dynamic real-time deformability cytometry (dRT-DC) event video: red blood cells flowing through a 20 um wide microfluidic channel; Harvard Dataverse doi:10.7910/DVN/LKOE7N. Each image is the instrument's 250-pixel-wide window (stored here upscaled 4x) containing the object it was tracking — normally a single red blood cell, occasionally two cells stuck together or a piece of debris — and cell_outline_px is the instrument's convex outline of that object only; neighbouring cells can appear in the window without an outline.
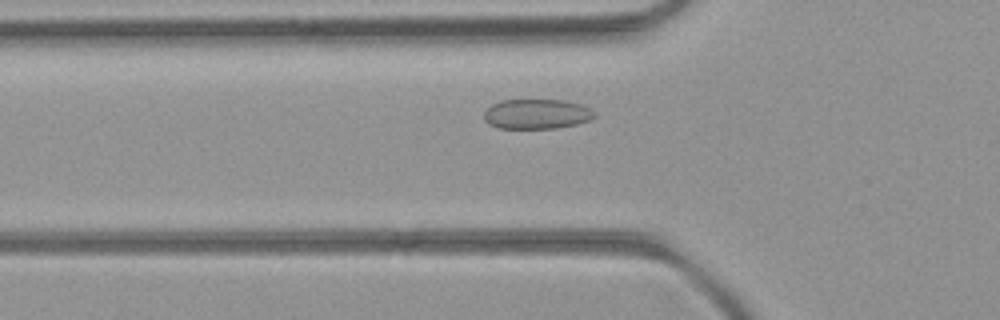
{"species": "common noctule bat (a hibernating species)", "species_latin": "Nyctalus noctula", "temperature_condition": "room temperature", "stored_images_in_passage": 45, "camera_frame_rate_fps": 3000, "um_per_image_px": 0.085, "animal": {"sex": "female", "body_mass_g": 21.9}, "frame": {"image": 1, "passage_image": 10, "time_ms": 3.0, "image_size_px": [1000, 320], "cell_outline_px": [[596, 116], [588, 120], [576, 124], [556, 128], [500, 128], [488, 124], [484, 120], [484, 112], [492, 104], [500, 100], [564, 100], [580, 104], [592, 108], [596, 112]], "centroid_in_image_um": [45.63, 9.68], "position_along_channel_um": 80.2, "area_um2": 19.31}}
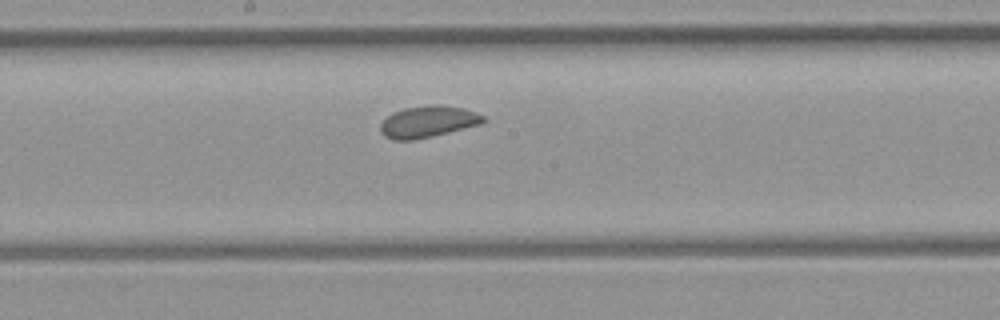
{"frame": {"image": 2, "passage_image": 20, "time_ms": 6.333, "image_size_px": [1000, 320], "cell_outline_px": [[488, 120], [480, 124], [432, 136], [412, 140], [392, 140], [384, 136], [380, 132], [380, 124], [388, 116], [404, 108], [436, 104], [440, 104], [464, 108], [484, 116]], "centroid_in_image_um": [36.38, 10.34], "position_along_channel_um": 211.8, "area_um2": 18.79}}
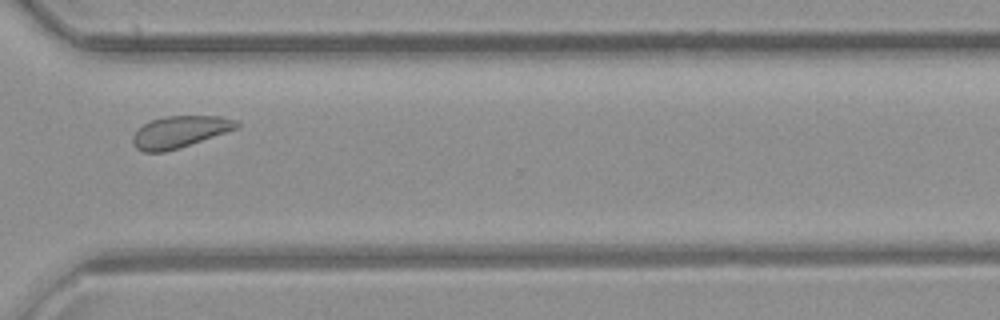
{"frame": {"image": 3, "passage_image": 31, "time_ms": 10.0, "image_size_px": [1000, 320], "cell_outline_px": [[240, 124], [236, 128], [180, 148], [164, 152], [144, 152], [136, 148], [132, 144], [132, 136], [144, 124], [152, 120], [164, 116], [220, 116], [236, 120]], "centroid_in_image_um": [15.25, 11.21], "position_along_channel_um": 355.4, "area_um2": 19.02}, "authors_computed_cell_mechanics": {"area_um2": 19.363, "velocity_mm_per_s": 3.9168, "shape_relaxation_time_tau1_ms": null, "shape_relaxation_time_tau2_ms": 5.6537, "deformation_change_tau1": null, "deformation_change_tau2": 0.0759}}